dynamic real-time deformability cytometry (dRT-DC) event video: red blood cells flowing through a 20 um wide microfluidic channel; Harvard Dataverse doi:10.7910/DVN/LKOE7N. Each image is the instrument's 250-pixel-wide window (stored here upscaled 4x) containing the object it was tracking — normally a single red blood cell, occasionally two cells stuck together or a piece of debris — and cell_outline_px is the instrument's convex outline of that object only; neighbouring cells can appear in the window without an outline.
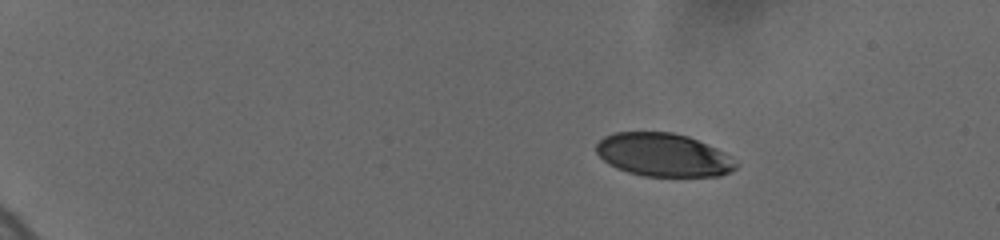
{"species": "human", "species_latin": "Homo sapiens", "temperature_condition": "cold", "stored_images_in_passage": 14, "camera_frame_rate_fps": 3000, "um_per_image_px": 0.085, "donor": {"sex": "female"}, "frame": {"image": 1, "passage_image": 4, "time_ms": 2.0, "image_size_px": [1000, 240], "cell_outline_px": [[740, 164], [732, 172], [720, 176], [644, 176], [628, 172], [616, 168], [608, 164], [596, 152], [596, 144], [604, 136], [616, 132], [672, 132], [688, 136], [716, 148], [732, 156]], "centroid_in_image_um": [56.42, 13.17], "position_along_channel_um": 28.6, "area_um2": 35.43}}
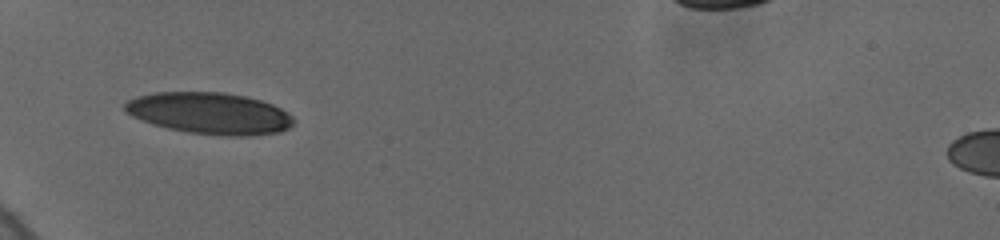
{"frame": {"image": 2, "passage_image": 10, "time_ms": 6.0, "image_size_px": [1000, 240], "cell_outline_px": [[296, 120], [288, 128], [280, 132], [244, 136], [228, 136], [188, 132], [168, 128], [152, 124], [132, 116], [124, 108], [124, 104], [128, 100], [136, 96], [152, 92], [224, 92], [244, 96], [260, 100], [272, 104], [280, 108], [292, 116]], "centroid_in_image_um": [17.82, 9.62], "position_along_channel_um": 67.2, "area_um2": 40.81}}
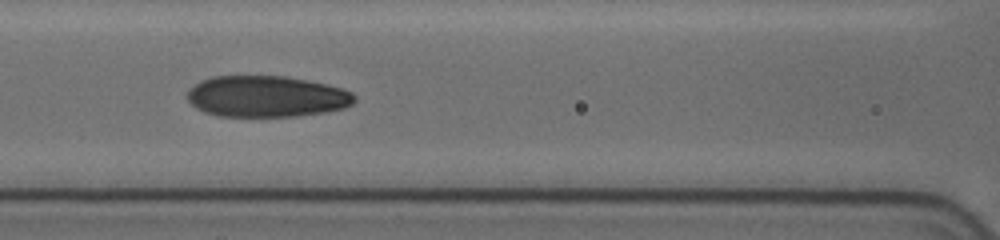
{"frame": {"image": 3, "passage_image": 13, "time_ms": 8.333, "image_size_px": [1000, 240], "cell_outline_px": [[356, 100], [352, 104], [344, 108], [328, 112], [296, 116], [216, 116], [204, 112], [196, 108], [188, 100], [188, 88], [200, 80], [212, 76], [288, 76], [308, 80], [340, 88], [352, 92], [356, 96]], "centroid_in_image_um": [22.64, 8.2], "position_along_channel_um": 144.0, "area_um2": 40.46}}